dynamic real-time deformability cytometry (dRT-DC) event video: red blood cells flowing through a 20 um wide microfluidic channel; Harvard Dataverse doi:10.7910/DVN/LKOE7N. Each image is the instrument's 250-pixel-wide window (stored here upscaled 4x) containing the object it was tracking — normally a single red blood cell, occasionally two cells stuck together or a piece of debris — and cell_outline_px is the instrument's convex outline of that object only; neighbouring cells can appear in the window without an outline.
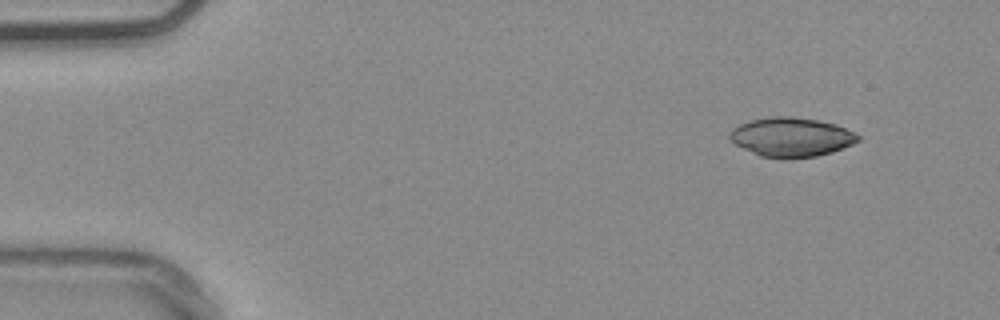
{"species": "common noctule bat (a hibernating species)", "species_latin": "Nyctalus noctula", "temperature_condition": "warm", "stored_images_in_passage": 5, "camera_frame_rate_fps": 3000, "um_per_image_px": 0.085, "animal": {"sex": "male", "body_mass_g": 20.4}, "frame": {"image": 1, "passage_image": 1, "time_ms": 0.0, "image_size_px": [1000, 320], "cell_outline_px": [[860, 140], [852, 144], [832, 152], [816, 156], [760, 156], [736, 144], [728, 136], [728, 132], [732, 128], [748, 120], [772, 116], [792, 116], [816, 120], [836, 124], [860, 136]], "centroid_in_image_um": [67.24, 11.61], "position_along_channel_um": 17.8, "area_um2": 28.67}}